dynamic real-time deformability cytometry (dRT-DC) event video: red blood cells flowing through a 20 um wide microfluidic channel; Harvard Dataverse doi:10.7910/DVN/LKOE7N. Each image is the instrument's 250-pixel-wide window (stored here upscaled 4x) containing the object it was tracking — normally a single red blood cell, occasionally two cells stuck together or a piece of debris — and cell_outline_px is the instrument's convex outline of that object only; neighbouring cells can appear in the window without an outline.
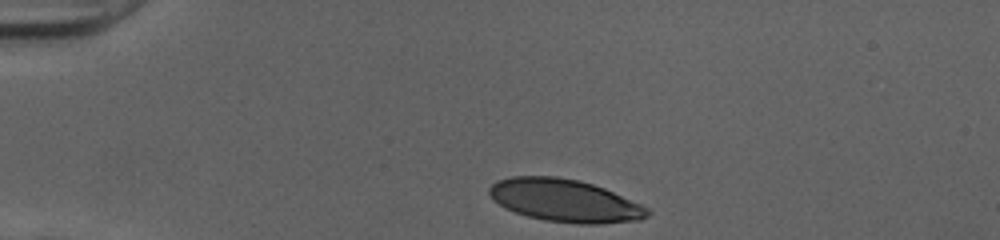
{"species": "human", "species_latin": "Homo sapiens", "temperature_condition": "cold", "stored_images_in_passage": 32, "camera_frame_rate_fps": 3000, "um_per_image_px": 0.085, "donor": {"sex": "female"}, "frame": {"image": 1, "passage_image": 1, "time_ms": 0.0, "image_size_px": [1000, 240], "cell_outline_px": [[652, 212], [648, 216], [640, 220], [600, 224], [576, 224], [544, 220], [528, 216], [504, 208], [492, 200], [488, 192], [488, 188], [496, 180], [512, 176], [556, 176], [580, 180], [604, 188], [640, 204], [648, 208]], "centroid_in_image_um": [47.98, 17.05], "position_along_channel_um": 37.0, "area_um2": 39.54}}
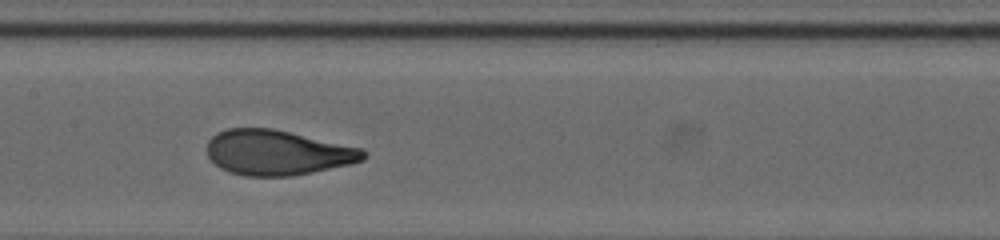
{"frame": {"image": 2, "passage_image": 16, "time_ms": 5.0, "image_size_px": [1000, 240], "cell_outline_px": [[364, 160], [352, 164], [292, 176], [244, 176], [228, 172], [220, 168], [208, 156], [208, 140], [216, 132], [228, 128], [272, 128], [360, 148], [364, 152]], "centroid_in_image_um": [23.54, 12.97], "position_along_channel_um": 183.9, "area_um2": 40.86}}
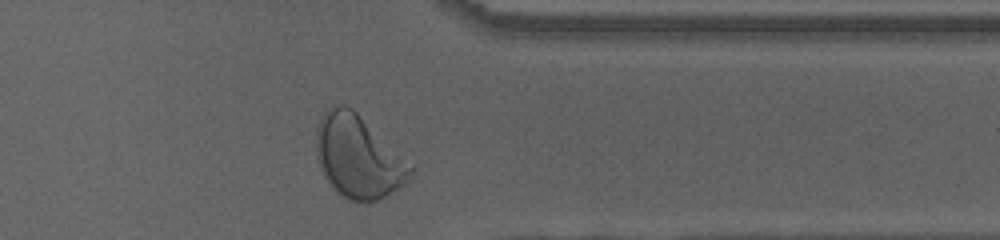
{"frame": {"image": 3, "passage_image": 31, "time_ms": 10.0, "image_size_px": [1000, 240], "cell_outline_px": [[416, 168], [412, 180], [400, 188], [368, 204], [364, 204], [348, 200], [336, 192], [328, 180], [316, 156], [316, 128], [324, 112], [332, 104], [344, 104], [352, 108], [416, 164]], "centroid_in_image_um": [30.55, 13.33], "position_along_channel_um": 380.9, "area_um2": 46.64}, "authors_computed_cell_mechanics": {"area_um2": 40.9513, "velocity_mm_per_s": 4.0145, "shape_relaxation_time_tau1_ms": 2.8768, "shape_relaxation_time_tau2_ms": null, "deformation_change_tau1": 0.1855, "deformation_change_tau2": null}}